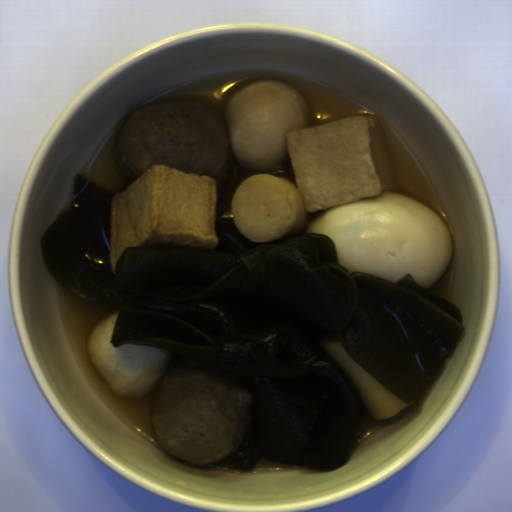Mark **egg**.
Instances as JSON below:
<instances>
[{
	"instance_id": "egg-1",
	"label": "egg",
	"mask_w": 512,
	"mask_h": 512,
	"mask_svg": "<svg viewBox=\"0 0 512 512\" xmlns=\"http://www.w3.org/2000/svg\"><path fill=\"white\" fill-rule=\"evenodd\" d=\"M302 233L329 236L348 272L391 282L410 274L426 289L443 277L453 255L451 233L437 212L387 190L317 213Z\"/></svg>"
}]
</instances>
